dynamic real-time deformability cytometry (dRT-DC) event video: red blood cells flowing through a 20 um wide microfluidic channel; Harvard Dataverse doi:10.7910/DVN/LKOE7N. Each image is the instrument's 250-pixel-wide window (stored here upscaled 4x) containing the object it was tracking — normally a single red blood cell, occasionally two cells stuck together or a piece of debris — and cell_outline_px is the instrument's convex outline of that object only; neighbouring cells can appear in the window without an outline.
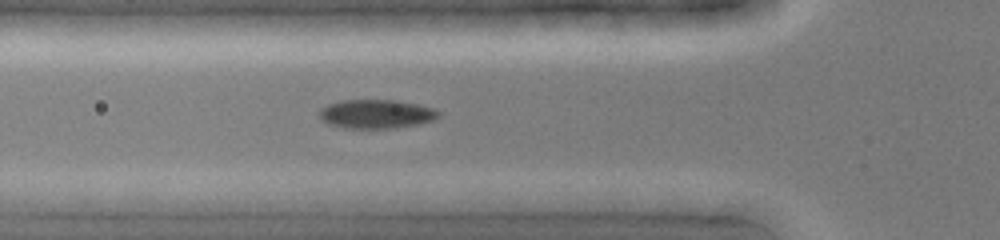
{"species": "common noctule bat (a hibernating species)", "species_latin": "Nyctalus noctula", "temperature_condition": "cold", "stored_images_in_passage": 9, "camera_frame_rate_fps": 3000, "um_per_image_px": 0.085, "animal": {"sex": "female", "body_mass_g": 19.0, "forearm_length_mm": 51.5}, "frame": {"image": 1, "passage_image": 2, "time_ms": 0.333, "image_size_px": [1000, 240], "cell_outline_px": [[440, 116], [432, 120], [416, 124], [392, 128], [344, 128], [328, 124], [320, 116], [320, 108], [328, 104], [340, 100], [396, 100], [436, 108], [440, 112]], "centroid_in_image_um": [31.98, 9.68], "position_along_channel_um": 93.8, "area_um2": 20.0}}
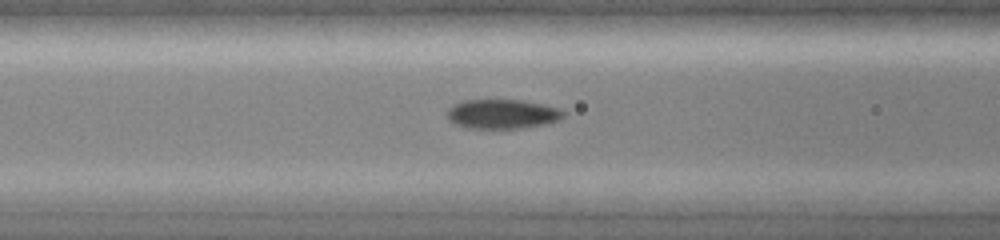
{"frame": {"image": 2, "passage_image": 4, "time_ms": 1.0, "image_size_px": [1000, 240], "cell_outline_px": [[564, 116], [560, 120], [548, 124], [524, 128], [464, 128], [448, 120], [448, 108], [464, 100], [524, 100], [544, 104], [560, 108], [564, 112]], "centroid_in_image_um": [42.75, 9.69], "position_along_channel_um": 123.9, "area_um2": 20.11}}
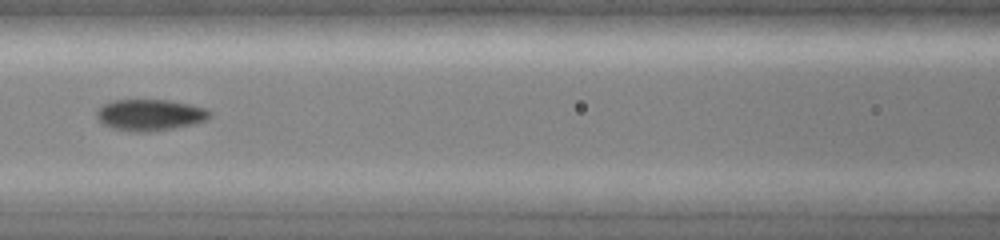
{"frame": {"image": 3, "passage_image": 6, "time_ms": 1.667, "image_size_px": [1000, 240], "cell_outline_px": [[212, 112], [204, 120], [192, 124], [176, 128], [152, 132], [132, 132], [112, 128], [104, 124], [96, 116], [96, 112], [104, 104], [112, 100], [168, 100], [188, 104], [204, 108]], "centroid_in_image_um": [12.72, 9.78], "position_along_channel_um": 153.9, "area_um2": 20.52}}